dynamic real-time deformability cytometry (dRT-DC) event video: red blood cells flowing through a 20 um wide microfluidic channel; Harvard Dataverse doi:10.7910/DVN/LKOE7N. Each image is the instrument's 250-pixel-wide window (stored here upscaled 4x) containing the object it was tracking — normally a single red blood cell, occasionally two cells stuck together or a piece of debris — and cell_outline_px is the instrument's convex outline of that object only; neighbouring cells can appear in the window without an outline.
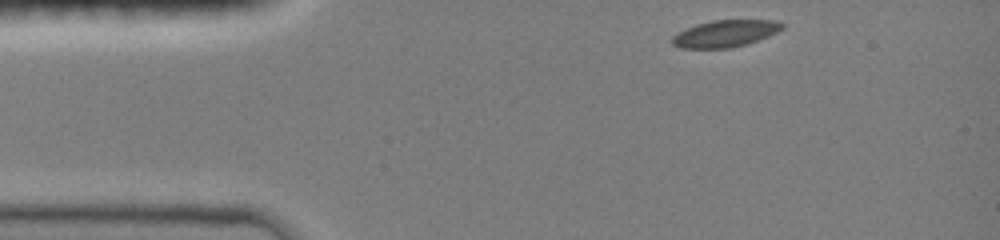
{"species": "common noctule bat (a hibernating species)", "species_latin": "Nyctalus noctula", "temperature_condition": "room temperature", "stored_images_in_passage": 7, "camera_frame_rate_fps": 3000, "um_per_image_px": 0.085, "animal": {"sex": "female", "body_mass_g": 19.0, "forearm_length_mm": 51.5}, "frame": {"image": 1, "passage_image": 1, "time_ms": 0.0, "image_size_px": [1000, 240], "cell_outline_px": [[784, 28], [768, 36], [744, 44], [728, 48], [680, 48], [672, 44], [672, 36], [696, 24], [712, 20], [776, 20], [784, 24]], "centroid_in_image_um": [61.64, 2.84], "position_along_channel_um": 23.4, "area_um2": 16.99}}
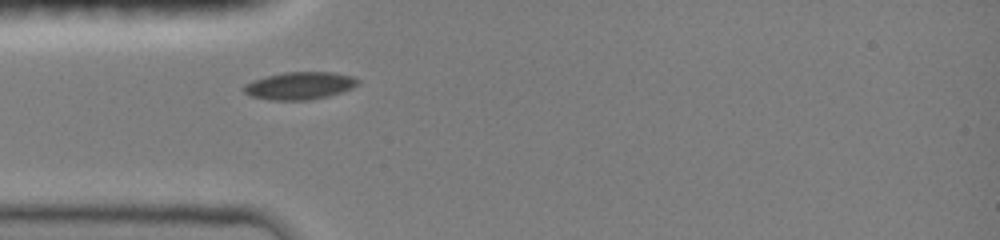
{"frame": {"image": 2, "passage_image": 5, "time_ms": 1.333, "image_size_px": [1000, 240], "cell_outline_px": [[360, 84], [352, 88], [328, 96], [308, 100], [268, 100], [252, 96], [244, 92], [240, 88], [244, 84], [252, 80], [284, 72], [332, 72], [356, 76], [360, 80]], "centroid_in_image_um": [25.48, 7.28], "position_along_channel_um": 59.5, "area_um2": 18.5}}
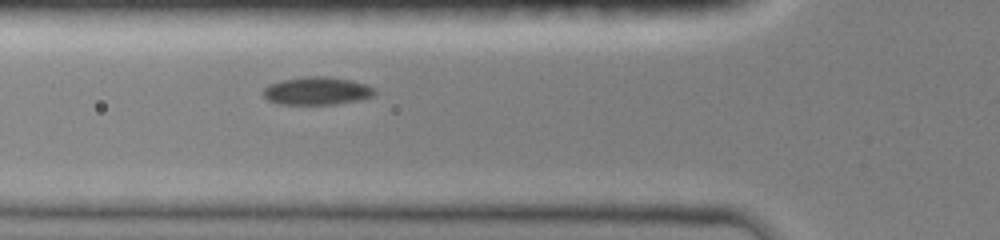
{"frame": {"image": 3, "passage_image": 7, "time_ms": 2.0, "image_size_px": [1000, 240], "cell_outline_px": [[376, 92], [372, 96], [360, 100], [336, 104], [280, 104], [268, 100], [264, 96], [264, 88], [268, 84], [284, 80], [308, 76], [328, 76], [352, 80], [376, 88]], "centroid_in_image_um": [26.97, 7.72], "position_along_channel_um": 98.8, "area_um2": 18.09}}